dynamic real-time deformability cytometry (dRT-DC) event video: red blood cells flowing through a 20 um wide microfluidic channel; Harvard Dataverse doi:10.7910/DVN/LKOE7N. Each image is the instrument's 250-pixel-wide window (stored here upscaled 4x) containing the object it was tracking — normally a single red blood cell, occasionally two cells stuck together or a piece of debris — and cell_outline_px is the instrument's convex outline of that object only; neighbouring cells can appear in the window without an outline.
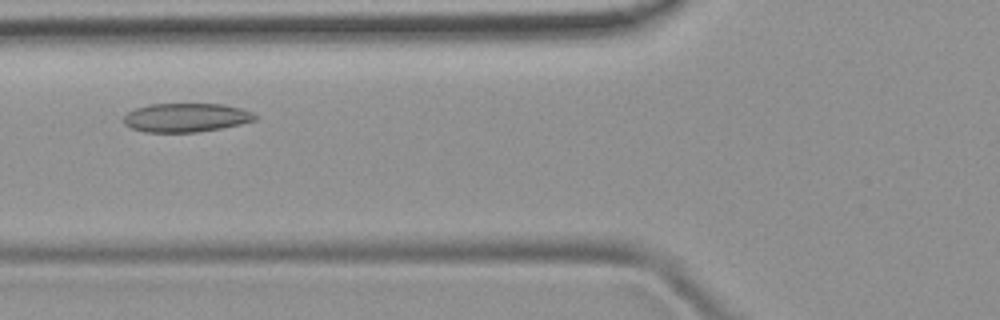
{"species": "common noctule bat (a hibernating species)", "species_latin": "Nyctalus noctula", "temperature_condition": "room temperature", "stored_images_in_passage": 4, "camera_frame_rate_fps": 3000, "um_per_image_px": 0.085, "animal": {"sex": "female", "body_mass_g": 19.9}, "frame": {"image": 1, "passage_image": 3, "time_ms": 3.333, "image_size_px": [1000, 320], "cell_outline_px": [[256, 120], [240, 124], [220, 128], [196, 132], [144, 132], [132, 128], [124, 124], [124, 116], [128, 112], [136, 108], [152, 104], [224, 104], [240, 108], [252, 112], [256, 116]], "centroid_in_image_um": [15.81, 9.99], "position_along_channel_um": 110.0, "area_um2": 21.91}}
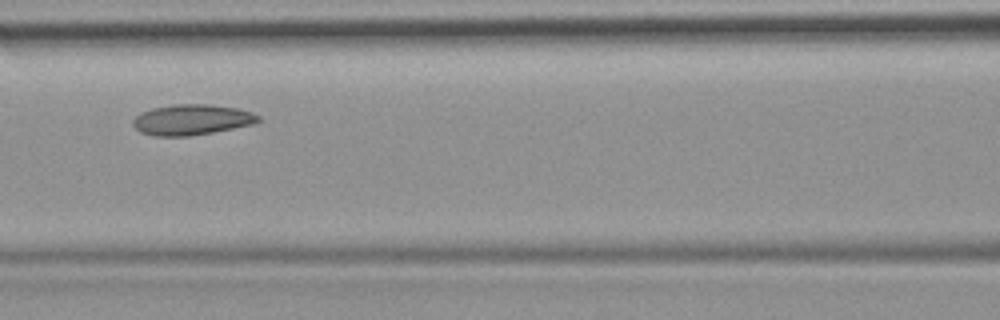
{"frame": {"image": 2, "passage_image": 4, "time_ms": 4.333, "image_size_px": [1000, 320], "cell_outline_px": [[260, 120], [256, 124], [212, 132], [188, 136], [152, 136], [140, 132], [132, 124], [132, 120], [140, 112], [152, 108], [172, 104], [208, 104], [236, 108], [252, 112], [260, 116]], "centroid_in_image_um": [16.29, 10.17], "position_along_channel_um": 150.3, "area_um2": 22.48}}